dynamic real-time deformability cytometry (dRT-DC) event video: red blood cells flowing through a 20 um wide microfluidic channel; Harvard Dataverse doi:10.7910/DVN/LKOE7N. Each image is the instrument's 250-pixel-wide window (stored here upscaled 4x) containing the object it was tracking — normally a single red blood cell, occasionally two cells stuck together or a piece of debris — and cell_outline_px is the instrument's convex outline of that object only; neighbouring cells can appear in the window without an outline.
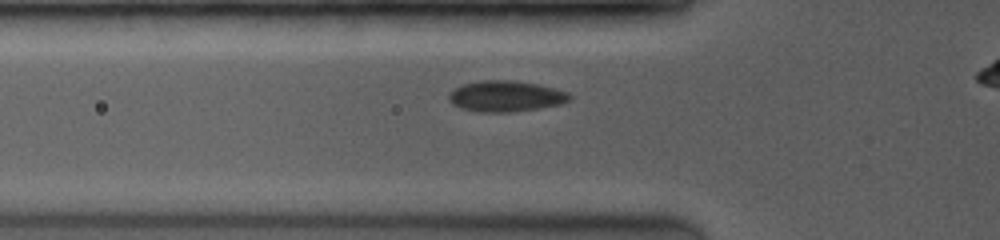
{"species": "common noctule bat (a hibernating species)", "species_latin": "Nyctalus noctula", "temperature_condition": "room temperature", "stored_images_in_passage": 16, "camera_frame_rate_fps": 3500, "um_per_image_px": 0.085, "animal": {"sex": "female", "body_mass_g": 19.0, "forearm_length_mm": 53.3}, "frame": {"image": 1, "passage_image": 5, "time_ms": 1.429, "image_size_px": [1000, 240], "cell_outline_px": [[572, 100], [564, 104], [540, 108], [512, 112], [480, 112], [460, 108], [452, 104], [448, 100], [448, 92], [464, 84], [480, 80], [512, 80], [536, 84], [568, 92], [572, 96]], "centroid_in_image_um": [43.0, 8.19], "position_along_channel_um": 82.8, "area_um2": 21.96}}
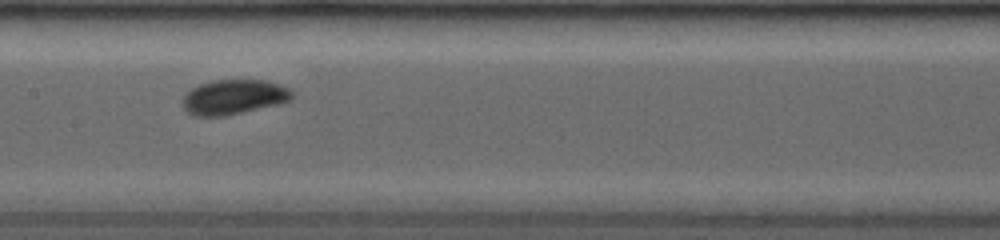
{"frame": {"image": 2, "passage_image": 12, "time_ms": 4.0, "image_size_px": [1000, 240], "cell_outline_px": [[292, 96], [288, 100], [280, 104], [224, 116], [192, 116], [184, 108], [180, 100], [192, 88], [200, 84], [212, 80], [264, 80], [280, 84], [288, 88], [292, 92]], "centroid_in_image_um": [19.84, 8.25], "position_along_channel_um": 187.6, "area_um2": 22.2}}